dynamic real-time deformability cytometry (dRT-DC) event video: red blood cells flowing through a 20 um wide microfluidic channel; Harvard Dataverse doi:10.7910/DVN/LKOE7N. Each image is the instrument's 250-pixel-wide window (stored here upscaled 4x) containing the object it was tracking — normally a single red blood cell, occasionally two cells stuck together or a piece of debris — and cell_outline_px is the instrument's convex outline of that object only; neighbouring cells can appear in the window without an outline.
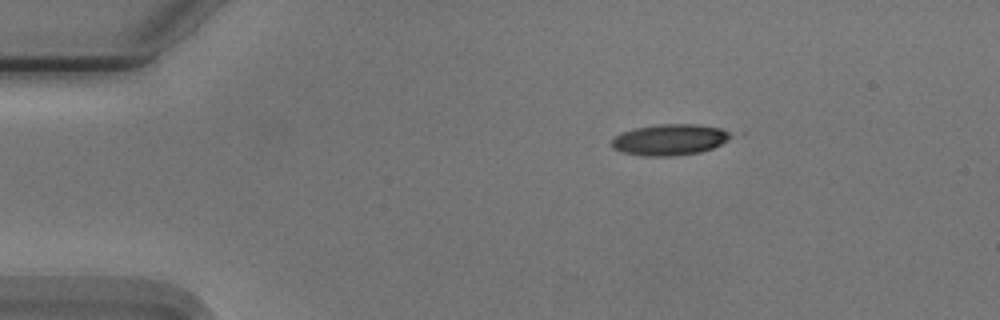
{"species": "Egyptian fruit bat (a non-hibernating species)", "species_latin": "Rousettus aegyptiacus", "temperature_condition": "cold", "stored_images_in_passage": 42, "camera_frame_rate_fps": 3000, "um_per_image_px": 0.085, "animal": {"sex": "male"}, "frame": {"image": 1, "passage_image": 1, "time_ms": 0.0, "image_size_px": [1000, 320], "cell_outline_px": [[736, 136], [712, 148], [700, 152], [676, 156], [644, 156], [620, 152], [612, 148], [612, 140], [616, 136], [624, 132], [636, 128], [660, 124], [696, 124], [720, 128]], "centroid_in_image_um": [56.94, 11.88], "position_along_channel_um": 28.1, "area_um2": 21.56}}
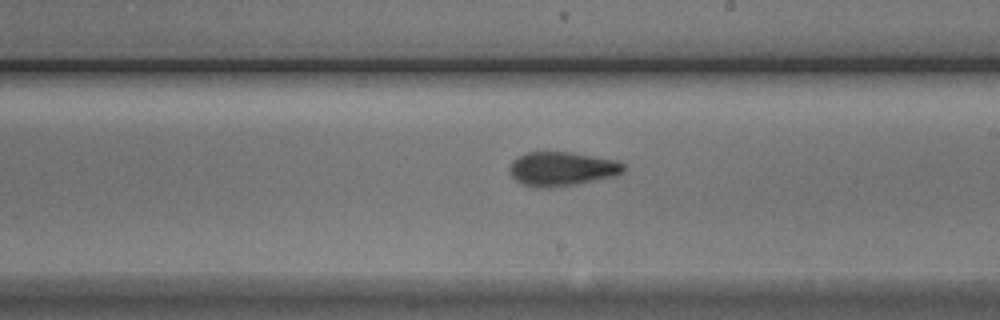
{"frame": {"image": 2, "passage_image": 23, "time_ms": 7.333, "image_size_px": [1000, 320], "cell_outline_px": [[628, 168], [624, 172], [616, 176], [580, 184], [548, 188], [536, 188], [520, 184], [512, 176], [508, 168], [512, 160], [528, 152], [572, 152], [616, 160], [624, 164]], "centroid_in_image_um": [47.79, 14.37], "position_along_channel_um": 241.2, "area_um2": 23.12}}
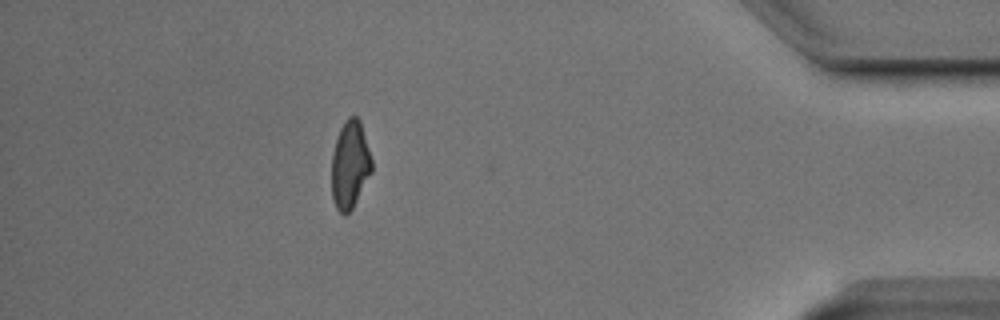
{"frame": {"image": 3, "passage_image": 40, "time_ms": 13.0, "image_size_px": [1000, 320], "cell_outline_px": [[372, 172], [352, 208], [344, 216], [336, 208], [332, 200], [332, 152], [336, 136], [344, 120], [348, 116], [356, 116], [360, 120], [372, 160]], "centroid_in_image_um": [29.73, 13.98], "position_along_channel_um": 405.5, "area_um2": 20.63}, "authors_computed_cell_mechanics": {"area_um2": 21.9062, "velocity_mm_per_s": 3.7509, "shape_relaxation_time_tau1_ms": 5.3319, "shape_relaxation_time_tau2_ms": 2.8241, "deformation_change_tau1": 0.1617, "deformation_change_tau2": 0.0843}}